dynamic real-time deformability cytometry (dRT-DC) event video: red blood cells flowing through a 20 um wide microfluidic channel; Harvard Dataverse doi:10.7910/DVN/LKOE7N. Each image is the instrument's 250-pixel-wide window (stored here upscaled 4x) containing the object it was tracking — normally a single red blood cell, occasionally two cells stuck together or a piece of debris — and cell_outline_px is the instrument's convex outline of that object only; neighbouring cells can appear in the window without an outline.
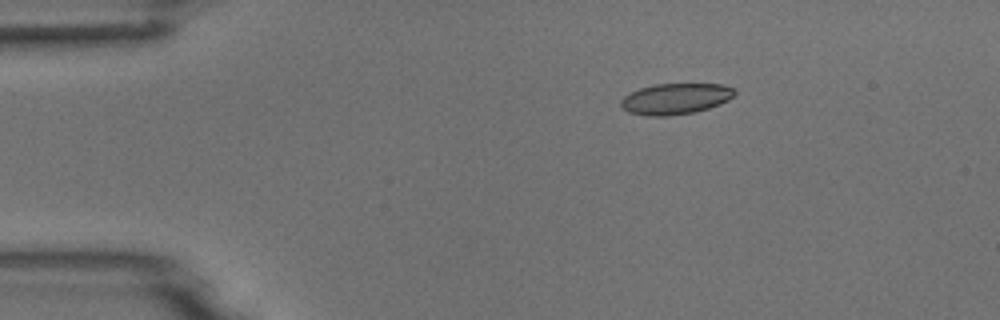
{"species": "common noctule bat (a hibernating species)", "species_latin": "Nyctalus noctula", "temperature_condition": "room temperature", "stored_images_in_passage": 6, "camera_frame_rate_fps": 3000, "um_per_image_px": 0.085, "animal": {"sex": "male", "body_mass_g": 18.8}, "frame": {"image": 1, "passage_image": 3, "time_ms": 2.333, "image_size_px": [1000, 320], "cell_outline_px": [[736, 92], [728, 100], [720, 104], [708, 108], [692, 112], [668, 116], [648, 116], [628, 112], [620, 104], [620, 100], [624, 96], [640, 88], [652, 84], [724, 84], [732, 88]], "centroid_in_image_um": [57.4, 8.39], "position_along_channel_um": 27.6, "area_um2": 20.4}}
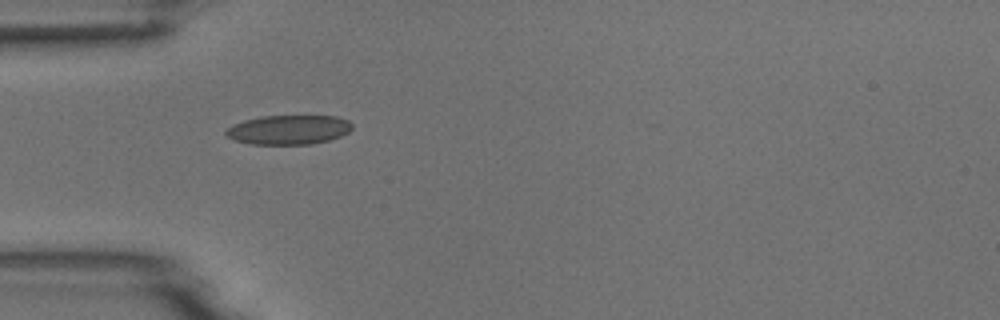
{"frame": {"image": 2, "passage_image": 5, "time_ms": 4.667, "image_size_px": [1000, 320], "cell_outline_px": [[352, 128], [348, 132], [340, 136], [328, 140], [312, 144], [252, 144], [236, 140], [228, 136], [224, 132], [232, 124], [244, 120], [260, 116], [336, 116], [348, 120], [352, 124]], "centroid_in_image_um": [24.54, 11.02], "position_along_channel_um": 60.5, "area_um2": 21.5}}
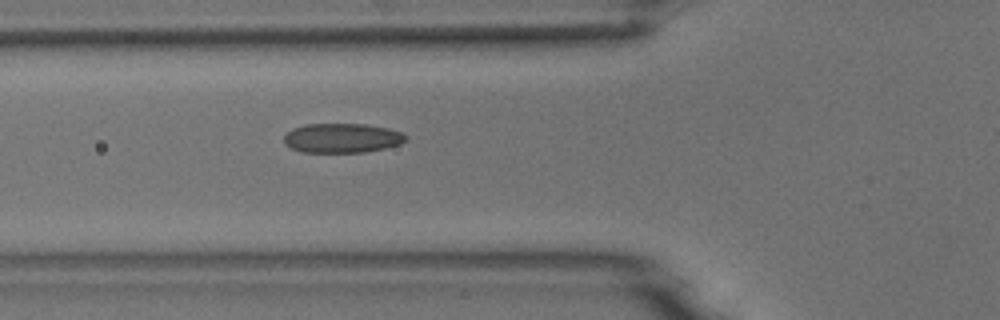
{"frame": {"image": 3, "passage_image": 6, "time_ms": 5.667, "image_size_px": [1000, 320], "cell_outline_px": [[408, 140], [400, 144], [384, 148], [364, 152], [300, 152], [284, 144], [284, 136], [292, 128], [304, 124], [364, 124], [388, 128], [400, 132], [408, 136]], "centroid_in_image_um": [29.07, 11.73], "position_along_channel_um": 96.7, "area_um2": 20.98}}